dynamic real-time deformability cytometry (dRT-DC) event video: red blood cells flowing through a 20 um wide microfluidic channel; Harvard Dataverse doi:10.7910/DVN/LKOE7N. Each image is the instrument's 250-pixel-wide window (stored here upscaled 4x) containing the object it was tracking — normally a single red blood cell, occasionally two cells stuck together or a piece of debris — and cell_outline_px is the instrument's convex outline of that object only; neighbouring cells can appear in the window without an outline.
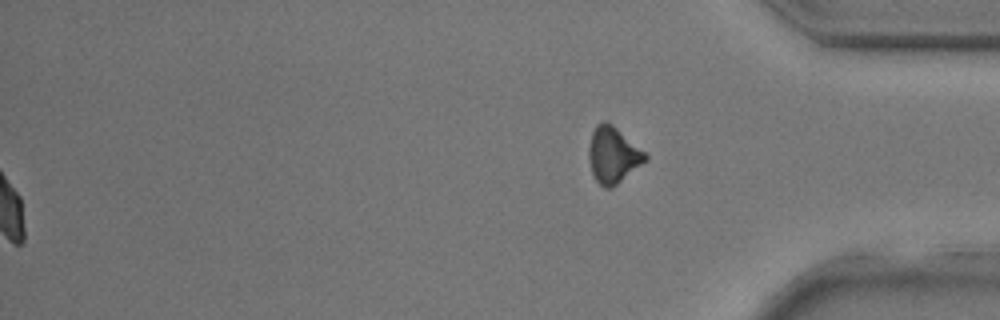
{"species": "common noctule bat (a hibernating species)", "species_latin": "Nyctalus noctula", "temperature_condition": "room temperature", "stored_images_in_passage": 35, "segment_of_instrument_passage": [2, 2], "camera_frame_rate_fps": 3000, "um_per_image_px": 0.085, "animal": {"sex": "male", "body_mass_g": 17.9, "forearm_length_mm": 54.2}, "frame": {"image": 1, "passage_image": 35, "time_ms": 11.333, "image_size_px": [1000, 320], "cell_outline_px": [[648, 156], [640, 164], [612, 188], [604, 188], [596, 180], [592, 172], [588, 156], [588, 148], [592, 132], [596, 124], [604, 120], [608, 120], [644, 152]], "centroid_in_image_um": [52.05, 13.14], "position_along_channel_um": 383.2, "area_um2": 18.09}}